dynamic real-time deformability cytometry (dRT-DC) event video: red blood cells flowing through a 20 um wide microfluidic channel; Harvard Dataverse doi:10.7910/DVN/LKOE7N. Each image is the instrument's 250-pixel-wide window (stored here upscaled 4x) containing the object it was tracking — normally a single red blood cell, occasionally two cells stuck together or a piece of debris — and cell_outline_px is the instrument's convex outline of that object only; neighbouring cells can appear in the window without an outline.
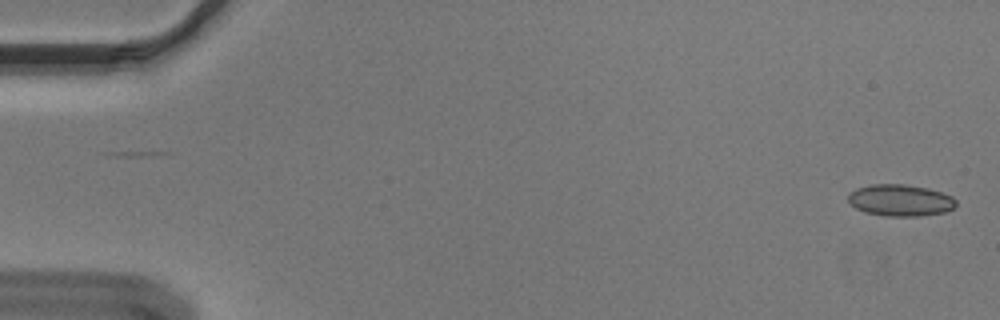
{"species": "Egyptian fruit bat (a non-hibernating species)", "species_latin": "Rousettus aegyptiacus", "temperature_condition": "cold", "stored_images_in_passage": 55, "camera_frame_rate_fps": 3000, "um_per_image_px": 0.085, "animal": {"sex": "male"}, "frame": {"image": 1, "passage_image": 1, "time_ms": 0.0, "image_size_px": [1000, 320], "cell_outline_px": [[956, 204], [952, 208], [944, 212], [920, 216], [884, 216], [864, 212], [856, 208], [848, 200], [848, 192], [856, 188], [872, 184], [904, 184], [928, 188], [952, 196], [956, 200]], "centroid_in_image_um": [76.5, 17.02], "position_along_channel_um": 8.5, "area_um2": 19.94}}
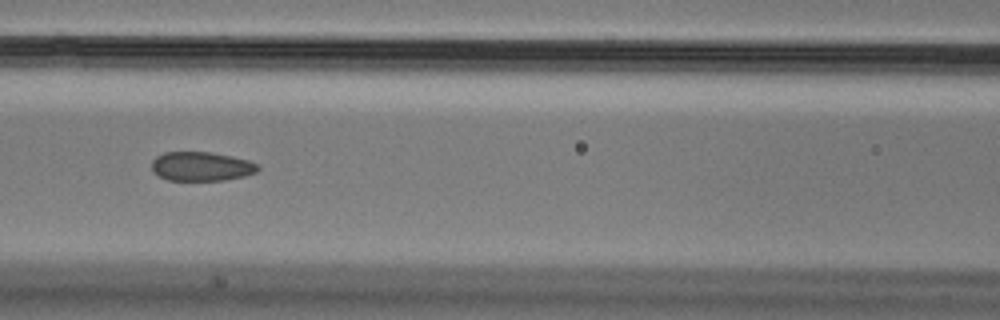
{"frame": {"image": 2, "passage_image": 24, "time_ms": 7.667, "image_size_px": [1000, 320], "cell_outline_px": [[260, 168], [256, 172], [244, 176], [224, 180], [168, 180], [152, 172], [152, 160], [156, 156], [164, 152], [208, 152], [232, 156], [248, 160], [256, 164]], "centroid_in_image_um": [17.09, 14.14], "position_along_channel_um": 149.5, "area_um2": 17.98}}
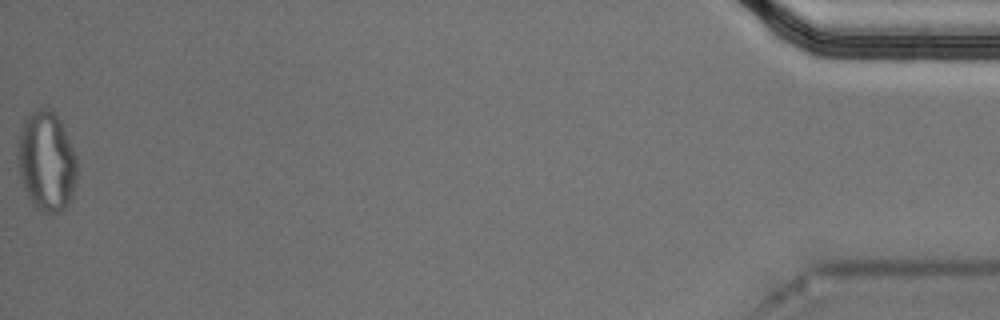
{"frame": {"image": 3, "passage_image": 55, "time_ms": 18.0, "image_size_px": [1000, 320], "cell_outline_px": [[76, 184], [72, 200], [60, 212], [44, 212], [36, 208], [28, 196], [24, 188], [20, 176], [16, 156], [20, 136], [24, 120], [36, 108], [48, 108], [60, 120], [76, 156]], "centroid_in_image_um": [3.96, 13.74], "position_along_channel_um": 431.2, "area_um2": 34.33}, "authors_computed_cell_mechanics": {"area_um2": 19.363, "velocity_mm_per_s": 3.6351, "shape_relaxation_time_tau1_ms": null, "shape_relaxation_time_tau2_ms": 1.7835, "deformation_change_tau1": null, "deformation_change_tau2": 0.0718}}